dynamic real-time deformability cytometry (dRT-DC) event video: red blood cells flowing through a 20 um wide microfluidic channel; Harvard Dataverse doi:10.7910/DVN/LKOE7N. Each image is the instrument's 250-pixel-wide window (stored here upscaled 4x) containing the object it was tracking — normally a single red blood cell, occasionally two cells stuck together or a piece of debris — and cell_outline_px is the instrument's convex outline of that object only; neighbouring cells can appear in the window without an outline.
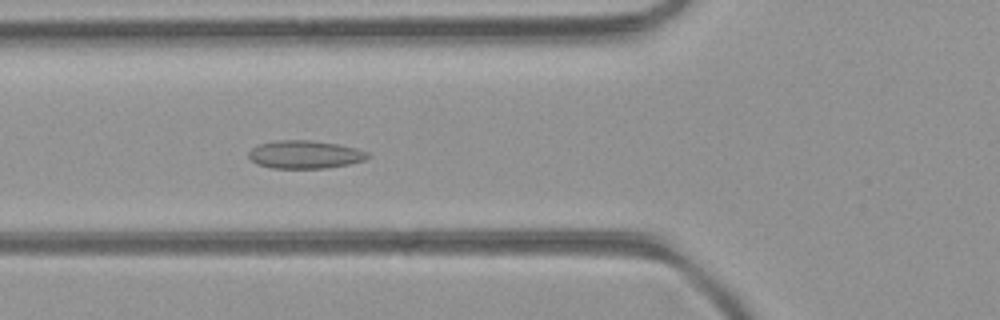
{"species": "common noctule bat (a hibernating species)", "species_latin": "Nyctalus noctula", "temperature_condition": "room temperature", "stored_images_in_passage": 44, "camera_frame_rate_fps": 3000, "um_per_image_px": 0.085, "animal": {"sex": "female", "body_mass_g": 21.9}, "frame": {"image": 1, "passage_image": 13, "time_ms": 4.0, "image_size_px": [1000, 320], "cell_outline_px": [[372, 156], [364, 160], [348, 164], [324, 168], [272, 168], [256, 164], [248, 156], [248, 152], [252, 148], [260, 144], [276, 140], [312, 140], [340, 144], [356, 148], [368, 152]], "centroid_in_image_um": [25.93, 13.12], "position_along_channel_um": 99.9, "area_um2": 19.54}}
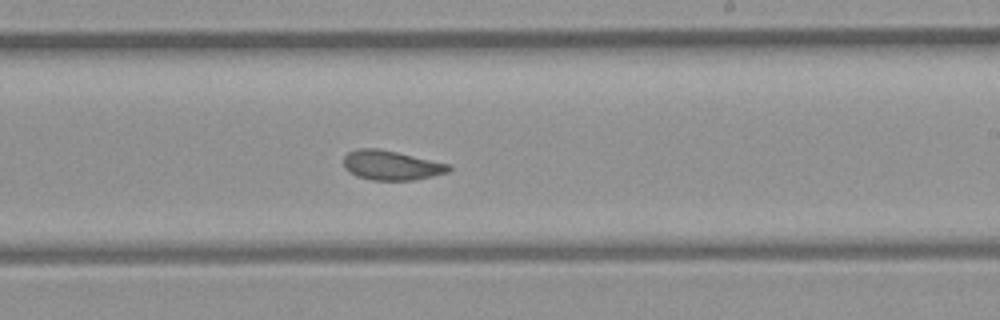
{"frame": {"image": 2, "passage_image": 24, "time_ms": 7.667, "image_size_px": [1000, 320], "cell_outline_px": [[452, 168], [448, 172], [432, 176], [412, 180], [372, 180], [356, 176], [348, 172], [344, 168], [344, 156], [348, 152], [356, 148], [376, 148], [396, 152], [448, 164]], "centroid_in_image_um": [33.2, 14.05], "position_along_channel_um": 255.8, "area_um2": 17.98}}
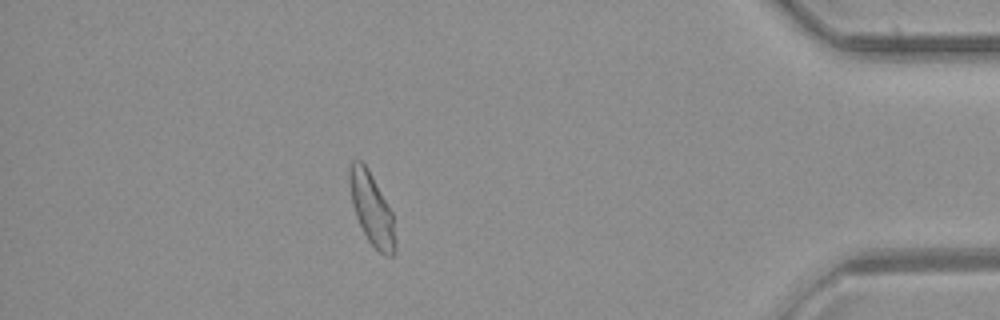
{"frame": {"image": 3, "passage_image": 38, "time_ms": 12.333, "image_size_px": [1000, 320], "cell_outline_px": [[396, 252], [392, 256], [384, 256], [368, 240], [356, 216], [352, 204], [348, 180], [348, 172], [352, 160], [360, 160], [368, 168], [392, 212], [396, 240]], "centroid_in_image_um": [31.6, 17.76], "position_along_channel_um": 403.6, "area_um2": 19.19}, "authors_computed_cell_mechanics": {"area_um2": 19.1607, "velocity_mm_per_s": 4.2452, "shape_relaxation_time_tau1_ms": null, "shape_relaxation_time_tau2_ms": 1.4755, "deformation_change_tau1": null, "deformation_change_tau2": 0.0785}}